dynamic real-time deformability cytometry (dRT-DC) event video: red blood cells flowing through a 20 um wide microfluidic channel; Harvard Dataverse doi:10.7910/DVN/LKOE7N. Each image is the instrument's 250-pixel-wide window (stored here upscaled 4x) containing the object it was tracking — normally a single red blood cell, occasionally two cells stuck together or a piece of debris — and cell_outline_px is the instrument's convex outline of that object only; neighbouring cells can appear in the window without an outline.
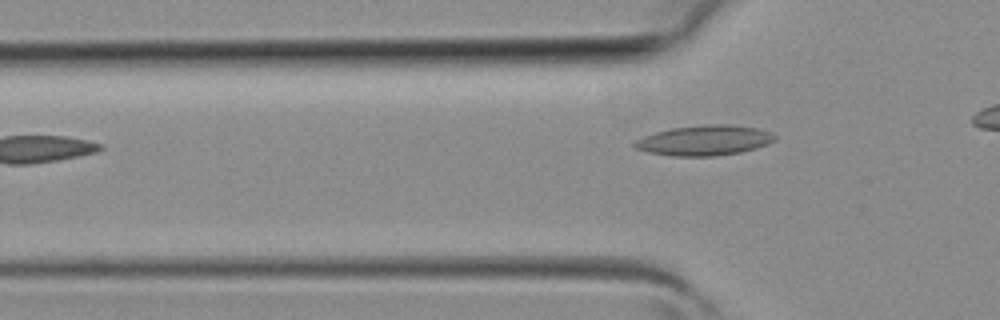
{"species": "common noctule bat (a hibernating species)", "species_latin": "Nyctalus noctula", "temperature_condition": "room temperature", "stored_images_in_passage": 3, "camera_frame_rate_fps": 3000, "um_per_image_px": 0.085, "animal": {"sex": "female", "body_mass_g": 19.3, "forearm_length_mm": 54.1}, "frame": {"image": 1, "passage_image": 3, "time_ms": 0.667, "image_size_px": [1000, 320], "cell_outline_px": [[776, 140], [768, 144], [756, 148], [740, 152], [716, 156], [672, 156], [648, 152], [636, 148], [632, 144], [636, 140], [644, 136], [656, 132], [672, 128], [704, 124], [728, 124], [756, 128], [768, 132], [776, 136]], "centroid_in_image_um": [59.87, 11.93], "position_along_channel_um": 65.9, "area_um2": 24.57}}